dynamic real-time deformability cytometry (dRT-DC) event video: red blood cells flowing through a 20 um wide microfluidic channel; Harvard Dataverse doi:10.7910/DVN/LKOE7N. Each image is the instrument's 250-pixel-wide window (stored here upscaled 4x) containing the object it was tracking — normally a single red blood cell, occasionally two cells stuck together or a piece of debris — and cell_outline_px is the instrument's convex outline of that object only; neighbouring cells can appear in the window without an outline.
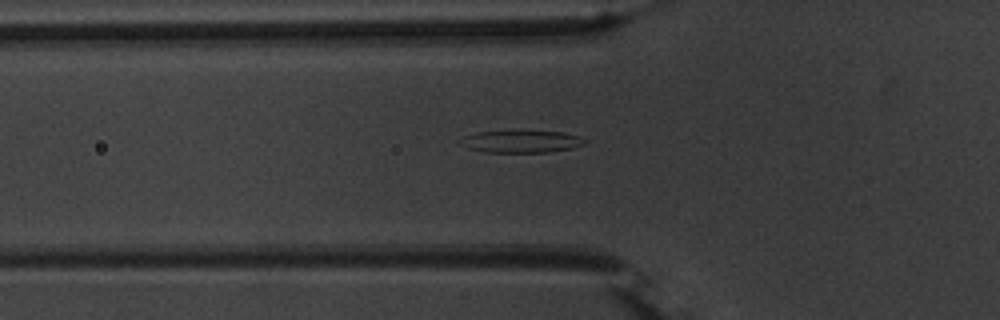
{"species": "common noctule bat (a hibernating species)", "species_latin": "Nyctalus noctula", "temperature_condition": "warm", "stored_images_in_passage": 32, "camera_frame_rate_fps": 3000, "um_per_image_px": 0.085, "animal": {"sex": "male", "body_mass_g": 20.1, "forearm_length_mm": 53.5}, "frame": {"image": 1, "passage_image": 2, "time_ms": 0.333, "image_size_px": [1000, 320], "cell_outline_px": [[588, 140], [584, 144], [572, 148], [548, 152], [484, 152], [468, 148], [456, 140], [464, 136], [476, 132], [564, 132], [580, 136]], "centroid_in_image_um": [44.31, 12.04], "position_along_channel_um": 81.5, "area_um2": 15.9}}
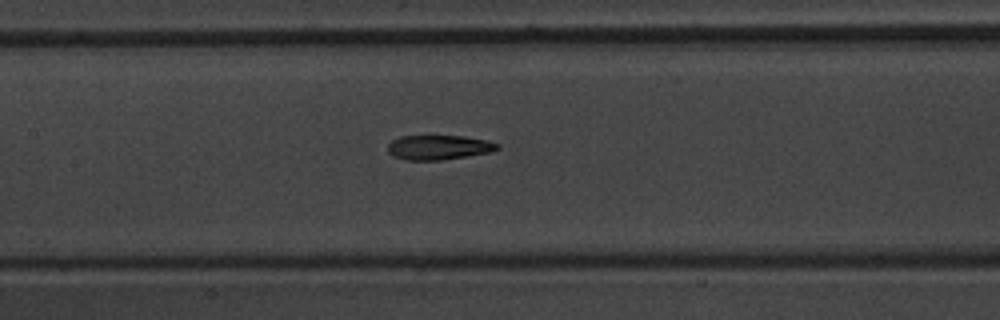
{"frame": {"image": 2, "passage_image": 9, "time_ms": 2.667, "image_size_px": [1000, 320], "cell_outline_px": [[500, 148], [492, 152], [440, 160], [408, 160], [396, 156], [388, 152], [388, 144], [392, 140], [400, 136], [464, 136], [484, 140], [500, 144]], "centroid_in_image_um": [37.31, 12.52], "position_along_channel_um": 170.1, "area_um2": 15.55}}
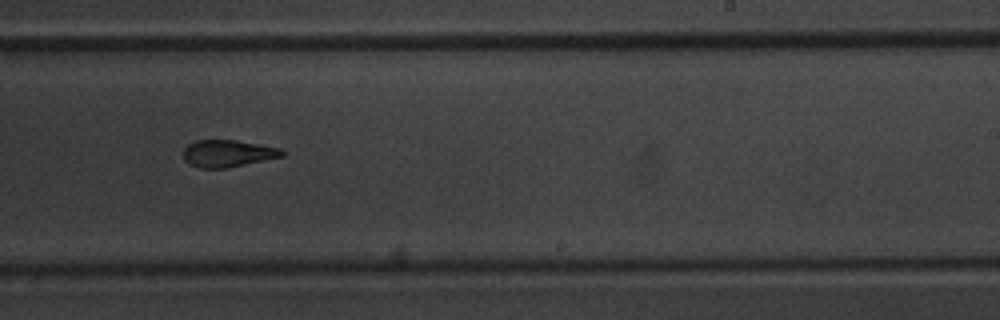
{"frame": {"image": 3, "passage_image": 17, "time_ms": 5.333, "image_size_px": [1000, 320], "cell_outline_px": [[284, 156], [228, 168], [196, 168], [188, 164], [184, 160], [184, 148], [188, 144], [196, 140], [236, 140], [280, 148], [284, 152]], "centroid_in_image_um": [19.33, 13.05], "position_along_channel_um": 269.7, "area_um2": 15.66}, "authors_computed_cell_mechanics": {"area_um2": 15.9239, "velocity_mm_per_s": 3.7431, "shape_relaxation_time_tau1_ms": 4.54, "shape_relaxation_time_tau2_ms": 2.9745, "deformation_change_tau1": 0.2093, "deformation_change_tau2": 0.1128}}